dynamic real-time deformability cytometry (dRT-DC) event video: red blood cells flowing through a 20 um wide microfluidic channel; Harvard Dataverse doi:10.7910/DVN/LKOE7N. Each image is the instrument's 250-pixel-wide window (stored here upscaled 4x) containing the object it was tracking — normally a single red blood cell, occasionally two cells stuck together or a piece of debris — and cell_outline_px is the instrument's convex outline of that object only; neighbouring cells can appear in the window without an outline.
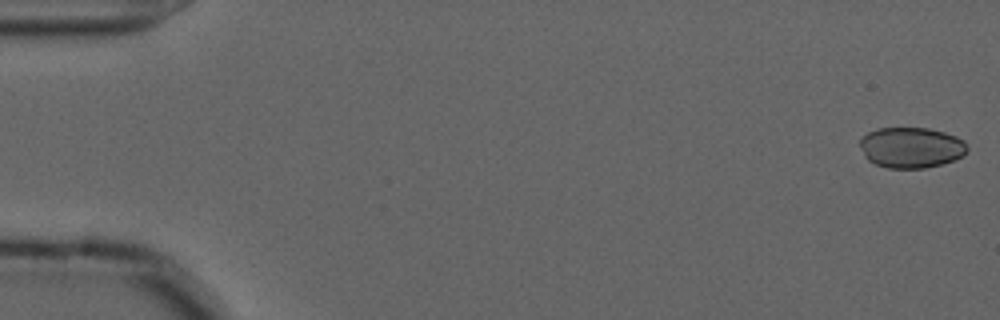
{"species": "common noctule bat (a hibernating species)", "species_latin": "Nyctalus noctula", "temperature_condition": "cold", "stored_images_in_passage": 55, "camera_frame_rate_fps": 3000, "um_per_image_px": 0.085, "animal": {"sex": "male", "forearm_length_mm": 52.5}, "frame": {"image": 1, "passage_image": 1, "time_ms": 0.0, "image_size_px": [1000, 320], "cell_outline_px": [[968, 152], [964, 156], [940, 164], [924, 168], [888, 168], [876, 164], [868, 160], [864, 156], [860, 144], [860, 140], [868, 132], [876, 128], [928, 128], [944, 132], [956, 136], [964, 140], [968, 148]], "centroid_in_image_um": [77.47, 12.53], "position_along_channel_um": 7.5, "area_um2": 25.49}}
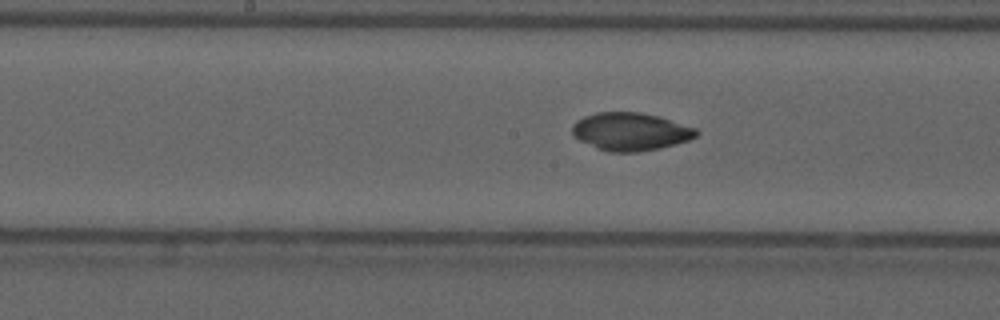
{"frame": {"image": 2, "passage_image": 28, "time_ms": 9.0, "image_size_px": [1000, 320], "cell_outline_px": [[700, 132], [696, 136], [688, 140], [660, 148], [636, 152], [608, 152], [596, 148], [580, 140], [572, 132], [572, 124], [576, 120], [584, 116], [596, 112], [640, 112], [656, 116], [696, 128]], "centroid_in_image_um": [53.57, 11.18], "position_along_channel_um": 194.6, "area_um2": 27.22}}
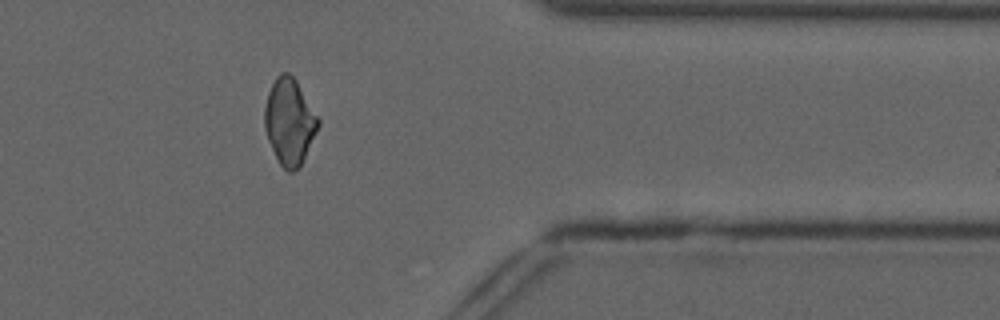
{"frame": {"image": 3, "passage_image": 45, "time_ms": 14.667, "image_size_px": [1000, 320], "cell_outline_px": [[320, 124], [300, 164], [292, 172], [288, 172], [280, 164], [268, 140], [264, 128], [264, 108], [268, 92], [276, 76], [280, 72], [288, 72], [296, 80], [320, 120]], "centroid_in_image_um": [24.58, 10.3], "position_along_channel_um": 386.8, "area_um2": 26.47}, "authors_computed_cell_mechanics": {"area_um2": 26.9348, "velocity_mm_per_s": 3.6915, "shape_relaxation_time_tau1_ms": null, "shape_relaxation_time_tau2_ms": 4.9047, "deformation_change_tau1": null, "deformation_change_tau2": 0.0636}}